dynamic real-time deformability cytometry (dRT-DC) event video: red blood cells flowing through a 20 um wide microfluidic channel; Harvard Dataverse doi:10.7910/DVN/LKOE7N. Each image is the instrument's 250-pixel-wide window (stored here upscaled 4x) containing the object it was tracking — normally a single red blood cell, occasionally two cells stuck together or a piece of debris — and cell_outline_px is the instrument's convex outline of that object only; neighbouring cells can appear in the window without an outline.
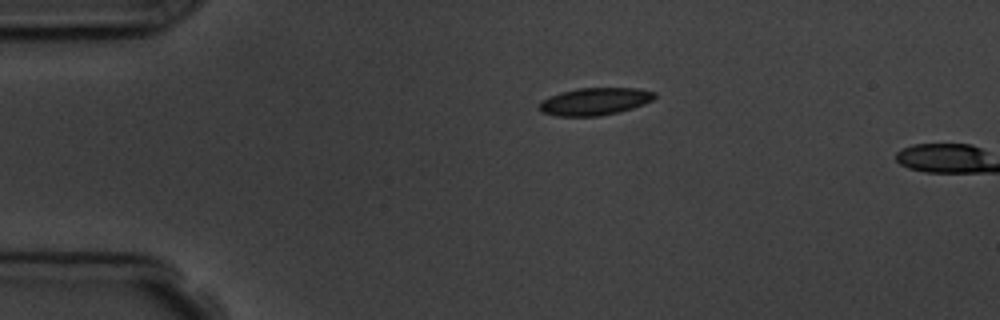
{"species": "common noctule bat (a hibernating species)", "species_latin": "Nyctalus noctula", "temperature_condition": "room temperature", "stored_images_in_passage": 2, "camera_frame_rate_fps": 3000, "um_per_image_px": 0.085, "animal": {"sex": "male", "body_mass_g": 19.5, "forearm_length_mm": 54.6}, "frame": {"image": 1, "passage_image": 1, "time_ms": 0.0, "image_size_px": [1000, 320], "cell_outline_px": [[656, 96], [652, 100], [644, 104], [620, 112], [600, 116], [556, 116], [540, 112], [540, 100], [560, 92], [580, 88], [636, 88], [656, 92]], "centroid_in_image_um": [50.55, 8.63], "position_along_channel_um": 34.4, "area_um2": 18.5}}